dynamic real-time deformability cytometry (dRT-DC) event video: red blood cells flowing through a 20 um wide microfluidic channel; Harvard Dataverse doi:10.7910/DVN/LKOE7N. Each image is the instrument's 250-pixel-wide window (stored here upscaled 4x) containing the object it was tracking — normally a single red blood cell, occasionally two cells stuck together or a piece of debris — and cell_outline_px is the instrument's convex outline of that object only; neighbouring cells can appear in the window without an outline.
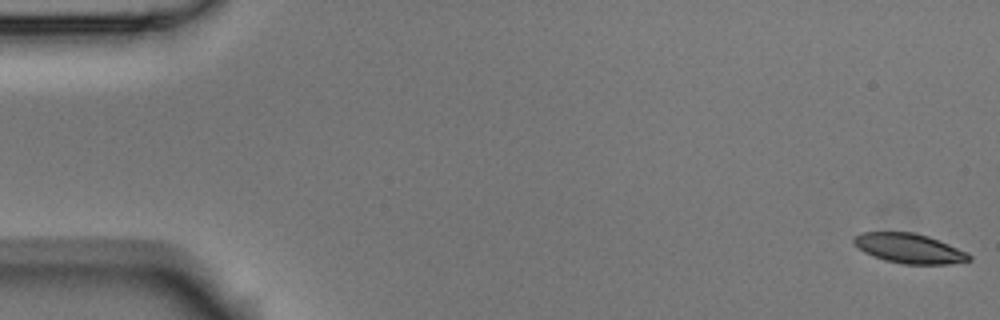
{"species": "Egyptian fruit bat (a non-hibernating species)", "species_latin": "Rousettus aegyptiacus", "temperature_condition": "room temperature", "stored_images_in_passage": 9, "camera_frame_rate_fps": 3000, "um_per_image_px": 0.085, "animal": {"sex": "male"}, "frame": {"image": 1, "passage_image": 1, "time_ms": 0.0, "image_size_px": [1000, 320], "cell_outline_px": [[972, 260], [948, 264], [904, 264], [884, 260], [872, 256], [864, 252], [852, 240], [852, 236], [860, 232], [912, 232], [928, 236], [968, 252], [972, 256]], "centroid_in_image_um": [77.28, 21.11], "position_along_channel_um": 7.7, "area_um2": 20.0}}
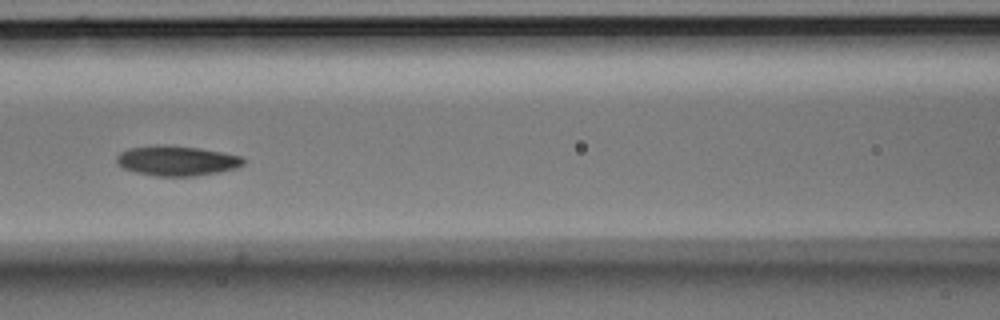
{"frame": {"image": 2, "passage_image": 7, "time_ms": 2.0, "image_size_px": [1000, 320], "cell_outline_px": [[244, 164], [236, 168], [220, 172], [196, 176], [156, 176], [136, 172], [124, 168], [116, 164], [116, 156], [120, 152], [128, 148], [164, 144], [200, 148], [240, 156], [244, 160]], "centroid_in_image_um": [15.0, 13.66], "position_along_channel_um": 151.6, "area_um2": 22.2}}
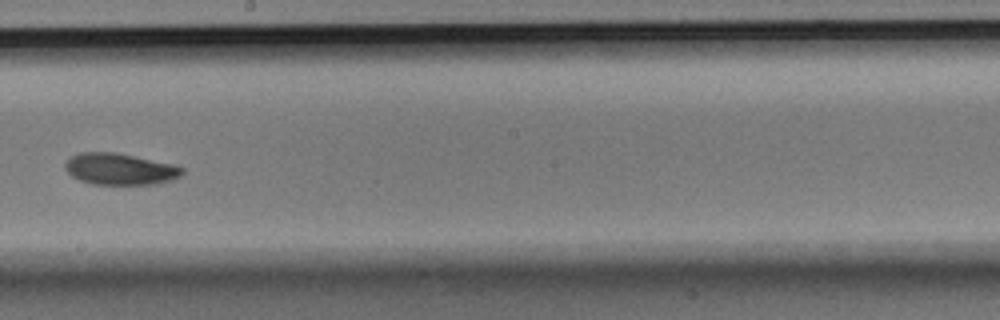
{"frame": {"image": 3, "passage_image": 9, "time_ms": 2.667, "image_size_px": [1000, 320], "cell_outline_px": [[184, 172], [180, 176], [172, 180], [156, 184], [92, 184], [80, 180], [72, 176], [64, 168], [64, 164], [72, 156], [80, 152], [116, 152], [176, 164], [184, 168]], "centroid_in_image_um": [10.23, 14.36], "position_along_channel_um": 238.0, "area_um2": 21.68}}